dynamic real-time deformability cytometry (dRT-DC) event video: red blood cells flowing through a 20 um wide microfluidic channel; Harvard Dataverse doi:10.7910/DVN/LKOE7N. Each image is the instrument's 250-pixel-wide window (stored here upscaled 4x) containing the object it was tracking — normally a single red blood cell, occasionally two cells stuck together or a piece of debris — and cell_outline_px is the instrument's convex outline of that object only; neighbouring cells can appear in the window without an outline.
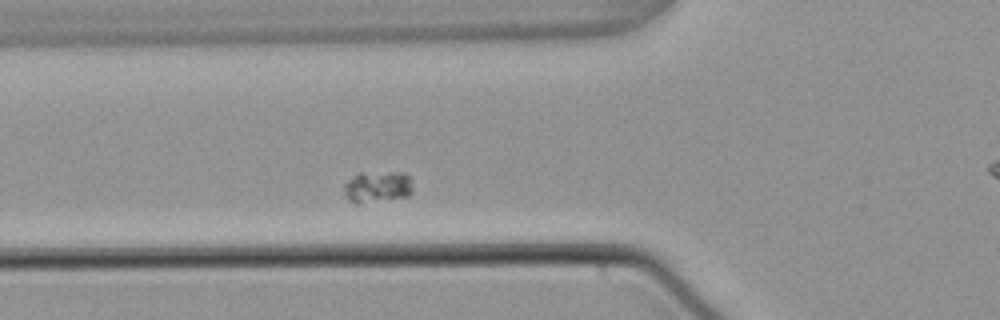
{"species": "common noctule bat (a hibernating species)", "species_latin": "Nyctalus noctula", "temperature_condition": "warm", "stored_images_in_passage": 39, "camera_frame_rate_fps": 3000, "um_per_image_px": 0.085, "animal": {"sex": "male", "body_mass_g": 21.5, "forearm_length_mm": 52.0}, "frame": {"image": 1, "passage_image": 12, "time_ms": 3.667, "image_size_px": [1000, 320], "cell_outline_px": [[412, 192], [408, 196], [356, 204], [348, 200], [344, 192], [344, 184], [348, 180], [360, 172], [404, 172], [412, 180]], "centroid_in_image_um": [32.09, 15.87], "position_along_channel_um": 93.7, "area_um2": 12.72}}
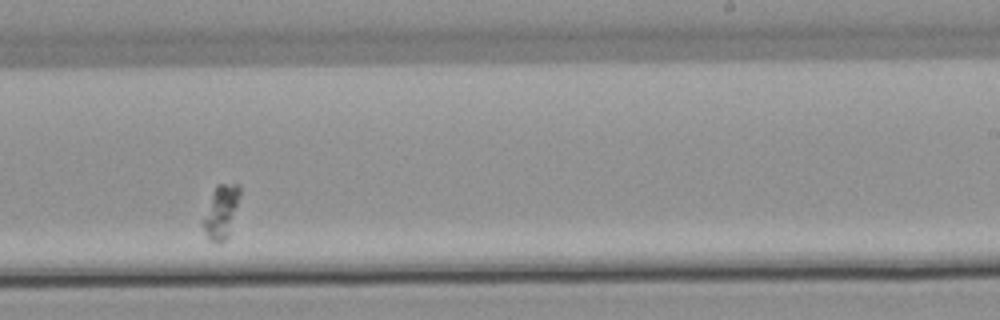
{"frame": {"image": 2, "passage_image": 27, "time_ms": 8.667, "image_size_px": [1000, 320], "cell_outline_px": [[240, 192], [228, 236], [220, 244], [216, 244], [208, 240], [204, 228], [204, 220], [216, 184], [240, 184]], "centroid_in_image_um": [18.81, 18.03], "position_along_channel_um": 270.2, "area_um2": 10.81}}
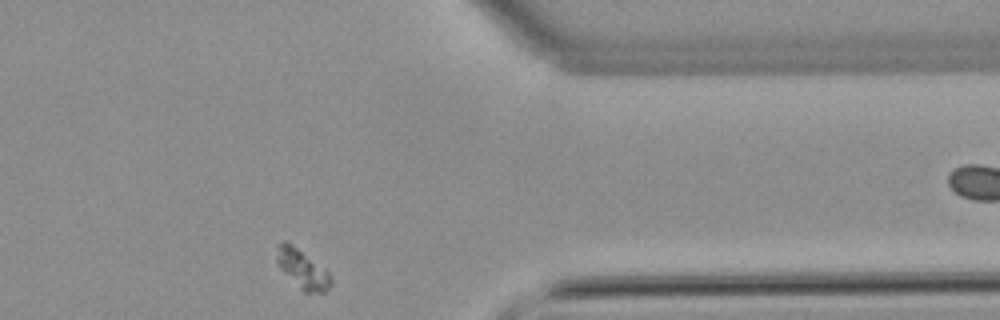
{"frame": {"image": 3, "passage_image": 38, "time_ms": 12.333, "image_size_px": [1000, 320], "cell_outline_px": [[332, 284], [324, 292], [304, 292], [276, 264], [276, 256], [280, 244], [284, 240], [292, 244], [328, 272], [332, 280]], "centroid_in_image_um": [25.7, 22.88], "position_along_channel_um": 385.7, "area_um2": 11.79}}